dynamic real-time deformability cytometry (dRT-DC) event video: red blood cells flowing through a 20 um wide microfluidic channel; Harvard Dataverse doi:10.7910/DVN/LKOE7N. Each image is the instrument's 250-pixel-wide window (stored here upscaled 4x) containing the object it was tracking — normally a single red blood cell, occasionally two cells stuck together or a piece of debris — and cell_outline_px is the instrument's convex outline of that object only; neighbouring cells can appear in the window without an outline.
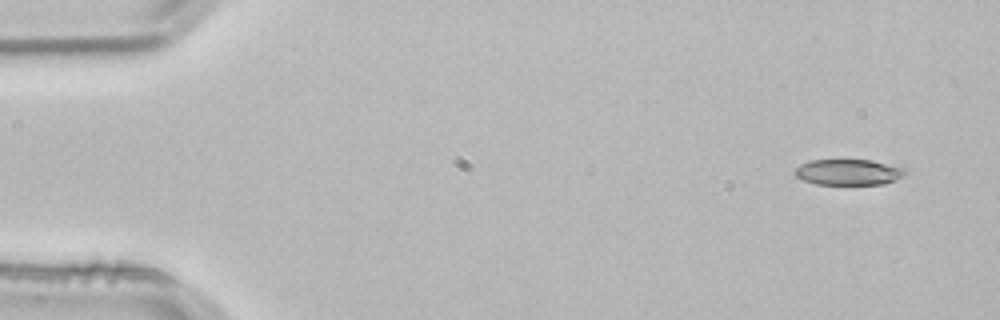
{"species": "common noctule bat (a hibernating species)", "species_latin": "Nyctalus noctula", "temperature_condition": "room temperature", "stored_images_in_passage": 3, "camera_frame_rate_fps": 3000, "um_per_image_px": 0.085, "animal": {"sex": "male", "body_mass_g": 21.5, "forearm_length_mm": 52.0}, "frame": {"image": 1, "passage_image": 1, "time_ms": 0.0, "image_size_px": [1000, 320], "cell_outline_px": [[904, 176], [896, 180], [884, 184], [816, 184], [804, 180], [796, 176], [792, 172], [800, 164], [812, 160], [872, 160], [904, 168]], "centroid_in_image_um": [72.1, 14.63], "position_along_channel_um": 12.9, "area_um2": 16.53}}